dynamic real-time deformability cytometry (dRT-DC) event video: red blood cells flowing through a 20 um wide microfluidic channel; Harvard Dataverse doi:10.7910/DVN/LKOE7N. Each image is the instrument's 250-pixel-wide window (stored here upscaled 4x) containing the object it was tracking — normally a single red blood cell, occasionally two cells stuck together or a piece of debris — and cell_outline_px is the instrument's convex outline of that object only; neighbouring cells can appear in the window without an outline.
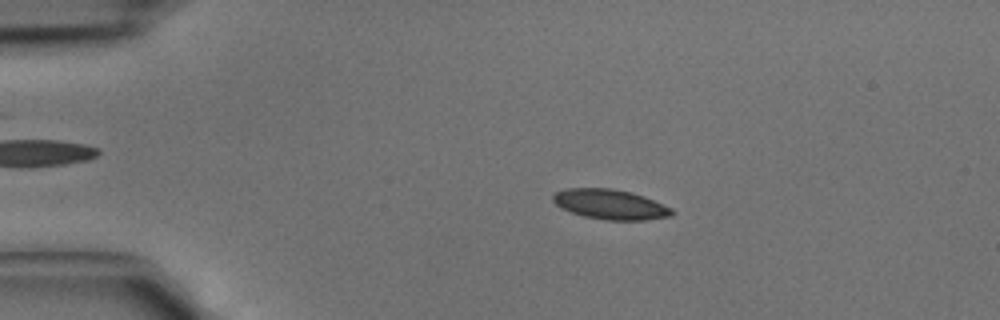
{"species": "common noctule bat (a hibernating species)", "species_latin": "Nyctalus noctula", "temperature_condition": "cold", "stored_images_in_passage": 42, "camera_frame_rate_fps": 3000, "um_per_image_px": 0.085, "animal": {"sex": "male", "body_mass_g": 15.6}, "frame": {"image": 1, "passage_image": 8, "time_ms": 2.333, "image_size_px": [1000, 320], "cell_outline_px": [[672, 216], [644, 220], [604, 220], [584, 216], [572, 212], [556, 204], [552, 200], [552, 196], [556, 192], [564, 188], [612, 188], [632, 192], [644, 196], [672, 208]], "centroid_in_image_um": [51.87, 17.36], "position_along_channel_um": 33.1, "area_um2": 20.69}}
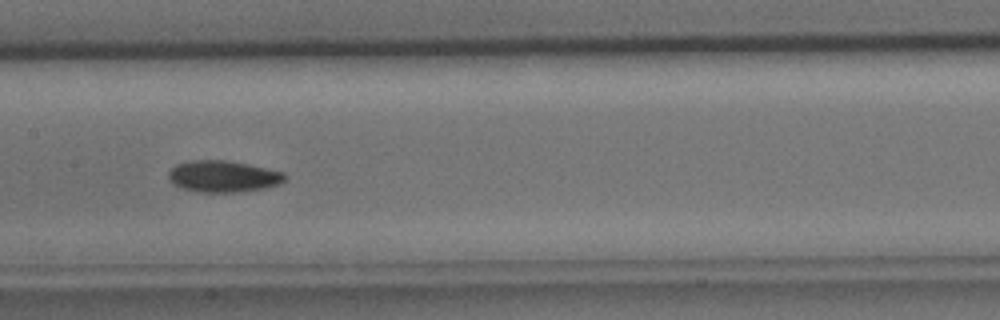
{"frame": {"image": 2, "passage_image": 21, "time_ms": 6.667, "image_size_px": [1000, 320], "cell_outline_px": [[288, 176], [280, 184], [264, 188], [236, 192], [200, 192], [184, 188], [176, 184], [168, 176], [168, 172], [176, 164], [192, 160], [224, 160], [248, 164], [284, 172]], "centroid_in_image_um": [19.01, 14.98], "position_along_channel_um": 188.4, "area_um2": 21.15}}
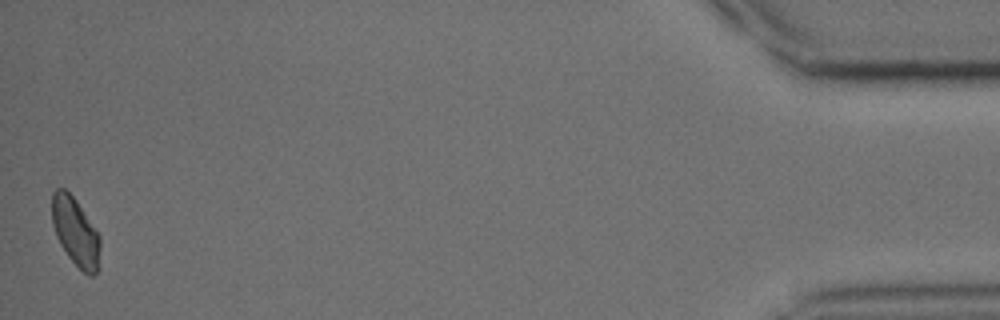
{"frame": {"image": 3, "passage_image": 42, "time_ms": 13.667, "image_size_px": [1000, 320], "cell_outline_px": [[100, 268], [92, 276], [88, 276], [68, 256], [60, 244], [56, 236], [52, 224], [52, 192], [56, 188], [64, 188], [76, 200], [100, 236]], "centroid_in_image_um": [6.43, 19.72], "position_along_channel_um": 428.8, "area_um2": 19.19}}